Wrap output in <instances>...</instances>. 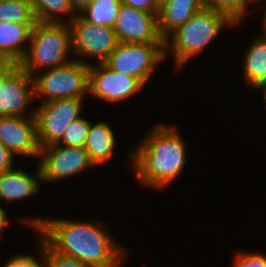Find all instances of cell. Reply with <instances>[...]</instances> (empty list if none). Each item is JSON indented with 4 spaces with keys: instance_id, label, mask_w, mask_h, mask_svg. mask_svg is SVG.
I'll use <instances>...</instances> for the list:
<instances>
[{
    "instance_id": "cell-26",
    "label": "cell",
    "mask_w": 266,
    "mask_h": 267,
    "mask_svg": "<svg viewBox=\"0 0 266 267\" xmlns=\"http://www.w3.org/2000/svg\"><path fill=\"white\" fill-rule=\"evenodd\" d=\"M41 258L43 263H40V261L32 255L18 254L14 255L12 259L9 258L10 260L5 262L6 264L3 267H46L44 258Z\"/></svg>"
},
{
    "instance_id": "cell-32",
    "label": "cell",
    "mask_w": 266,
    "mask_h": 267,
    "mask_svg": "<svg viewBox=\"0 0 266 267\" xmlns=\"http://www.w3.org/2000/svg\"><path fill=\"white\" fill-rule=\"evenodd\" d=\"M254 89H256V90H262L263 99H264L263 101H264V103L266 105V79L263 80V81H261L258 85H256L254 87Z\"/></svg>"
},
{
    "instance_id": "cell-11",
    "label": "cell",
    "mask_w": 266,
    "mask_h": 267,
    "mask_svg": "<svg viewBox=\"0 0 266 267\" xmlns=\"http://www.w3.org/2000/svg\"><path fill=\"white\" fill-rule=\"evenodd\" d=\"M145 86L137 77L118 73L105 63L89 67V95L95 98L118 102L131 97Z\"/></svg>"
},
{
    "instance_id": "cell-3",
    "label": "cell",
    "mask_w": 266,
    "mask_h": 267,
    "mask_svg": "<svg viewBox=\"0 0 266 267\" xmlns=\"http://www.w3.org/2000/svg\"><path fill=\"white\" fill-rule=\"evenodd\" d=\"M225 26L237 24L226 14L205 6L165 39V60L173 53L176 67L182 68L215 40Z\"/></svg>"
},
{
    "instance_id": "cell-30",
    "label": "cell",
    "mask_w": 266,
    "mask_h": 267,
    "mask_svg": "<svg viewBox=\"0 0 266 267\" xmlns=\"http://www.w3.org/2000/svg\"><path fill=\"white\" fill-rule=\"evenodd\" d=\"M93 0H70V3L76 13H80Z\"/></svg>"
},
{
    "instance_id": "cell-25",
    "label": "cell",
    "mask_w": 266,
    "mask_h": 267,
    "mask_svg": "<svg viewBox=\"0 0 266 267\" xmlns=\"http://www.w3.org/2000/svg\"><path fill=\"white\" fill-rule=\"evenodd\" d=\"M232 267H266V255L261 252H240Z\"/></svg>"
},
{
    "instance_id": "cell-22",
    "label": "cell",
    "mask_w": 266,
    "mask_h": 267,
    "mask_svg": "<svg viewBox=\"0 0 266 267\" xmlns=\"http://www.w3.org/2000/svg\"><path fill=\"white\" fill-rule=\"evenodd\" d=\"M257 3L256 0H208L205 5L208 8L214 9L221 13L226 14L237 25L245 17L249 4Z\"/></svg>"
},
{
    "instance_id": "cell-16",
    "label": "cell",
    "mask_w": 266,
    "mask_h": 267,
    "mask_svg": "<svg viewBox=\"0 0 266 267\" xmlns=\"http://www.w3.org/2000/svg\"><path fill=\"white\" fill-rule=\"evenodd\" d=\"M205 6L203 0H169L158 13V28L164 40Z\"/></svg>"
},
{
    "instance_id": "cell-8",
    "label": "cell",
    "mask_w": 266,
    "mask_h": 267,
    "mask_svg": "<svg viewBox=\"0 0 266 267\" xmlns=\"http://www.w3.org/2000/svg\"><path fill=\"white\" fill-rule=\"evenodd\" d=\"M72 51L76 56L96 58L104 63L119 41L112 27L95 25L86 21L79 13L69 23Z\"/></svg>"
},
{
    "instance_id": "cell-24",
    "label": "cell",
    "mask_w": 266,
    "mask_h": 267,
    "mask_svg": "<svg viewBox=\"0 0 266 267\" xmlns=\"http://www.w3.org/2000/svg\"><path fill=\"white\" fill-rule=\"evenodd\" d=\"M40 254L45 260L46 267H92L76 258L68 257L56 252L41 236H39Z\"/></svg>"
},
{
    "instance_id": "cell-15",
    "label": "cell",
    "mask_w": 266,
    "mask_h": 267,
    "mask_svg": "<svg viewBox=\"0 0 266 267\" xmlns=\"http://www.w3.org/2000/svg\"><path fill=\"white\" fill-rule=\"evenodd\" d=\"M35 25L0 22V60L19 63L25 55Z\"/></svg>"
},
{
    "instance_id": "cell-33",
    "label": "cell",
    "mask_w": 266,
    "mask_h": 267,
    "mask_svg": "<svg viewBox=\"0 0 266 267\" xmlns=\"http://www.w3.org/2000/svg\"><path fill=\"white\" fill-rule=\"evenodd\" d=\"M155 6L160 10L169 0H153Z\"/></svg>"
},
{
    "instance_id": "cell-19",
    "label": "cell",
    "mask_w": 266,
    "mask_h": 267,
    "mask_svg": "<svg viewBox=\"0 0 266 267\" xmlns=\"http://www.w3.org/2000/svg\"><path fill=\"white\" fill-rule=\"evenodd\" d=\"M32 4L38 22L66 23L68 20L69 24L77 15L70 0H32ZM61 15H66L67 20L64 21Z\"/></svg>"
},
{
    "instance_id": "cell-6",
    "label": "cell",
    "mask_w": 266,
    "mask_h": 267,
    "mask_svg": "<svg viewBox=\"0 0 266 267\" xmlns=\"http://www.w3.org/2000/svg\"><path fill=\"white\" fill-rule=\"evenodd\" d=\"M165 43L119 42L104 62L110 69L137 77L144 85L165 60Z\"/></svg>"
},
{
    "instance_id": "cell-14",
    "label": "cell",
    "mask_w": 266,
    "mask_h": 267,
    "mask_svg": "<svg viewBox=\"0 0 266 267\" xmlns=\"http://www.w3.org/2000/svg\"><path fill=\"white\" fill-rule=\"evenodd\" d=\"M35 174L31 175V173L28 174L22 169L15 168L1 173L0 200L11 202L23 200L36 195L40 190V181L42 182L39 164Z\"/></svg>"
},
{
    "instance_id": "cell-23",
    "label": "cell",
    "mask_w": 266,
    "mask_h": 267,
    "mask_svg": "<svg viewBox=\"0 0 266 267\" xmlns=\"http://www.w3.org/2000/svg\"><path fill=\"white\" fill-rule=\"evenodd\" d=\"M91 123L85 118L79 117L71 122L57 144L72 147H84Z\"/></svg>"
},
{
    "instance_id": "cell-28",
    "label": "cell",
    "mask_w": 266,
    "mask_h": 267,
    "mask_svg": "<svg viewBox=\"0 0 266 267\" xmlns=\"http://www.w3.org/2000/svg\"><path fill=\"white\" fill-rule=\"evenodd\" d=\"M14 155L0 141V174L12 170Z\"/></svg>"
},
{
    "instance_id": "cell-18",
    "label": "cell",
    "mask_w": 266,
    "mask_h": 267,
    "mask_svg": "<svg viewBox=\"0 0 266 267\" xmlns=\"http://www.w3.org/2000/svg\"><path fill=\"white\" fill-rule=\"evenodd\" d=\"M243 74L246 84L254 88L266 79V35L257 36L246 49L243 58Z\"/></svg>"
},
{
    "instance_id": "cell-4",
    "label": "cell",
    "mask_w": 266,
    "mask_h": 267,
    "mask_svg": "<svg viewBox=\"0 0 266 267\" xmlns=\"http://www.w3.org/2000/svg\"><path fill=\"white\" fill-rule=\"evenodd\" d=\"M30 43L18 65L30 76L69 63L72 51L71 29L66 23L38 22L32 29Z\"/></svg>"
},
{
    "instance_id": "cell-29",
    "label": "cell",
    "mask_w": 266,
    "mask_h": 267,
    "mask_svg": "<svg viewBox=\"0 0 266 267\" xmlns=\"http://www.w3.org/2000/svg\"><path fill=\"white\" fill-rule=\"evenodd\" d=\"M18 63L11 60H0V87L5 79L18 67Z\"/></svg>"
},
{
    "instance_id": "cell-7",
    "label": "cell",
    "mask_w": 266,
    "mask_h": 267,
    "mask_svg": "<svg viewBox=\"0 0 266 267\" xmlns=\"http://www.w3.org/2000/svg\"><path fill=\"white\" fill-rule=\"evenodd\" d=\"M84 98H63L34 107L37 142L40 148L57 143L68 125L78 119Z\"/></svg>"
},
{
    "instance_id": "cell-1",
    "label": "cell",
    "mask_w": 266,
    "mask_h": 267,
    "mask_svg": "<svg viewBox=\"0 0 266 267\" xmlns=\"http://www.w3.org/2000/svg\"><path fill=\"white\" fill-rule=\"evenodd\" d=\"M24 222L38 231L56 252L84 264L121 267L125 262L126 249L113 239L106 225L91 220L77 222L43 217H28Z\"/></svg>"
},
{
    "instance_id": "cell-5",
    "label": "cell",
    "mask_w": 266,
    "mask_h": 267,
    "mask_svg": "<svg viewBox=\"0 0 266 267\" xmlns=\"http://www.w3.org/2000/svg\"><path fill=\"white\" fill-rule=\"evenodd\" d=\"M82 60V61H81ZM73 59L69 63L34 74L35 100L39 103L63 98H84L89 94V60ZM89 61V62H88Z\"/></svg>"
},
{
    "instance_id": "cell-10",
    "label": "cell",
    "mask_w": 266,
    "mask_h": 267,
    "mask_svg": "<svg viewBox=\"0 0 266 267\" xmlns=\"http://www.w3.org/2000/svg\"><path fill=\"white\" fill-rule=\"evenodd\" d=\"M113 30L123 43H165L158 28V15L122 4Z\"/></svg>"
},
{
    "instance_id": "cell-21",
    "label": "cell",
    "mask_w": 266,
    "mask_h": 267,
    "mask_svg": "<svg viewBox=\"0 0 266 267\" xmlns=\"http://www.w3.org/2000/svg\"><path fill=\"white\" fill-rule=\"evenodd\" d=\"M0 22L37 24L32 0L0 1Z\"/></svg>"
},
{
    "instance_id": "cell-34",
    "label": "cell",
    "mask_w": 266,
    "mask_h": 267,
    "mask_svg": "<svg viewBox=\"0 0 266 267\" xmlns=\"http://www.w3.org/2000/svg\"><path fill=\"white\" fill-rule=\"evenodd\" d=\"M266 10V9H265ZM264 16L262 17V24H263V33L266 35V11L264 12V14H263Z\"/></svg>"
},
{
    "instance_id": "cell-27",
    "label": "cell",
    "mask_w": 266,
    "mask_h": 267,
    "mask_svg": "<svg viewBox=\"0 0 266 267\" xmlns=\"http://www.w3.org/2000/svg\"><path fill=\"white\" fill-rule=\"evenodd\" d=\"M122 4L158 15L159 9L155 6L153 0H121Z\"/></svg>"
},
{
    "instance_id": "cell-9",
    "label": "cell",
    "mask_w": 266,
    "mask_h": 267,
    "mask_svg": "<svg viewBox=\"0 0 266 267\" xmlns=\"http://www.w3.org/2000/svg\"><path fill=\"white\" fill-rule=\"evenodd\" d=\"M39 157L42 181L46 183L72 177L95 166L84 147L55 143L40 148Z\"/></svg>"
},
{
    "instance_id": "cell-20",
    "label": "cell",
    "mask_w": 266,
    "mask_h": 267,
    "mask_svg": "<svg viewBox=\"0 0 266 267\" xmlns=\"http://www.w3.org/2000/svg\"><path fill=\"white\" fill-rule=\"evenodd\" d=\"M121 5V0H93L79 14L95 25L113 27Z\"/></svg>"
},
{
    "instance_id": "cell-31",
    "label": "cell",
    "mask_w": 266,
    "mask_h": 267,
    "mask_svg": "<svg viewBox=\"0 0 266 267\" xmlns=\"http://www.w3.org/2000/svg\"><path fill=\"white\" fill-rule=\"evenodd\" d=\"M7 218L8 217L6 211L0 206V234L2 230L5 228V226L8 225Z\"/></svg>"
},
{
    "instance_id": "cell-17",
    "label": "cell",
    "mask_w": 266,
    "mask_h": 267,
    "mask_svg": "<svg viewBox=\"0 0 266 267\" xmlns=\"http://www.w3.org/2000/svg\"><path fill=\"white\" fill-rule=\"evenodd\" d=\"M114 135L107 122L91 123L84 148L95 166L111 160L117 141Z\"/></svg>"
},
{
    "instance_id": "cell-13",
    "label": "cell",
    "mask_w": 266,
    "mask_h": 267,
    "mask_svg": "<svg viewBox=\"0 0 266 267\" xmlns=\"http://www.w3.org/2000/svg\"><path fill=\"white\" fill-rule=\"evenodd\" d=\"M34 100L33 78L18 66L0 87V117H25Z\"/></svg>"
},
{
    "instance_id": "cell-12",
    "label": "cell",
    "mask_w": 266,
    "mask_h": 267,
    "mask_svg": "<svg viewBox=\"0 0 266 267\" xmlns=\"http://www.w3.org/2000/svg\"><path fill=\"white\" fill-rule=\"evenodd\" d=\"M25 117H0V141L14 155L23 157L40 156L37 142L35 109Z\"/></svg>"
},
{
    "instance_id": "cell-2",
    "label": "cell",
    "mask_w": 266,
    "mask_h": 267,
    "mask_svg": "<svg viewBox=\"0 0 266 267\" xmlns=\"http://www.w3.org/2000/svg\"><path fill=\"white\" fill-rule=\"evenodd\" d=\"M130 152L137 180L150 188H165L183 172L186 144L174 126L156 124Z\"/></svg>"
}]
</instances>
